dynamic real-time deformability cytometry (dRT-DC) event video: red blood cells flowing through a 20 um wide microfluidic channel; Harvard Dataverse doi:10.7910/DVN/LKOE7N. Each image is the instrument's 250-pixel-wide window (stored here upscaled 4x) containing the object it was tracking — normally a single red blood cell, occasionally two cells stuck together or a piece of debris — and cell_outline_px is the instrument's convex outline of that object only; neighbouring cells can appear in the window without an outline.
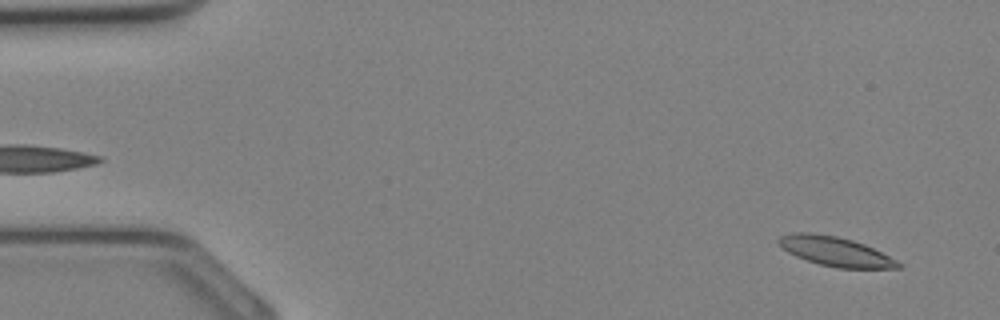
{"species": "Egyptian fruit bat (a non-hibernating species)", "species_latin": "Rousettus aegyptiacus", "temperature_condition": "cold", "stored_images_in_passage": 11, "camera_frame_rate_fps": 3000, "um_per_image_px": 0.085, "animal": {"sex": "female"}, "frame": {"image": 1, "passage_image": 2, "time_ms": 0.333, "image_size_px": [1000, 320], "cell_outline_px": [[904, 264], [900, 268], [836, 268], [820, 264], [796, 256], [788, 252], [776, 240], [780, 236], [792, 232], [808, 232], [836, 236], [852, 240], [864, 244]], "centroid_in_image_um": [71.0, 21.37], "position_along_channel_um": 14.0, "area_um2": 20.23}}
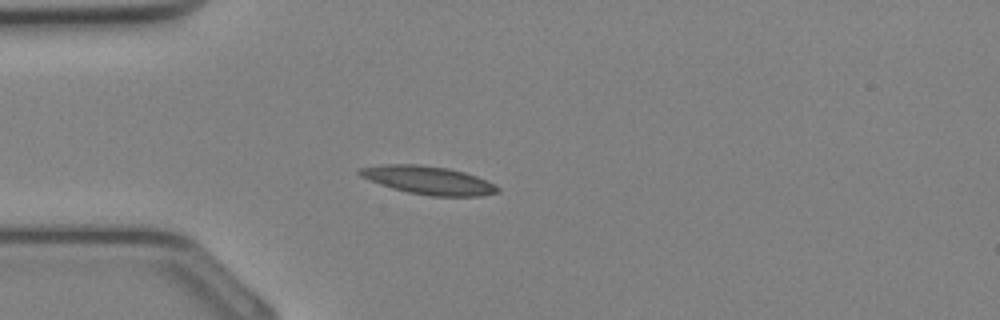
{"frame": {"image": 2, "passage_image": 9, "time_ms": 2.667, "image_size_px": [1000, 320], "cell_outline_px": [[500, 192], [480, 196], [432, 196], [408, 192], [392, 188], [380, 184], [360, 176], [356, 172], [356, 168], [380, 164], [416, 164], [448, 168], [464, 172], [476, 176], [500, 188]], "centroid_in_image_um": [36.35, 15.31], "position_along_channel_um": 48.6, "area_um2": 22.66}}